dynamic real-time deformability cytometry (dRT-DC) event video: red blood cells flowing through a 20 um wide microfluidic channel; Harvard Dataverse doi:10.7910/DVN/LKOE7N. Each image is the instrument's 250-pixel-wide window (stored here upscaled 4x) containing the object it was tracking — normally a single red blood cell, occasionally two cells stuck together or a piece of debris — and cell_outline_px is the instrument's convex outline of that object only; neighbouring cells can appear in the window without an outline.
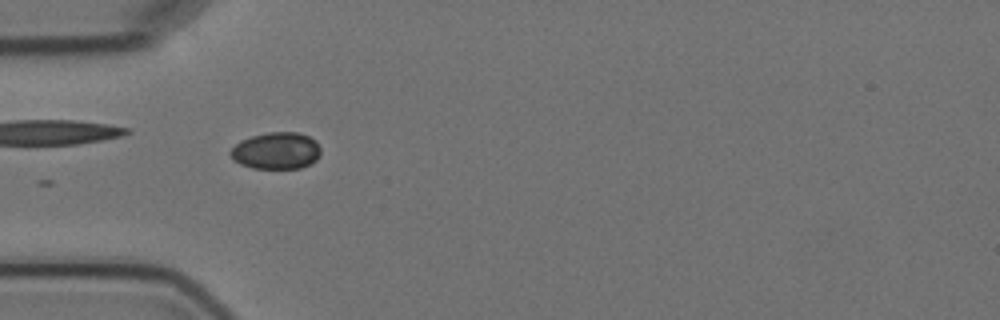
{"species": "Egyptian fruit bat (a non-hibernating species)", "species_latin": "Rousettus aegyptiacus", "temperature_condition": "cold", "stored_images_in_passage": 6, "camera_frame_rate_fps": 3000, "um_per_image_px": 0.085, "animal": {"sex": "female"}, "frame": {"image": 1, "passage_image": 2, "time_ms": 1.333, "image_size_px": [1000, 320], "cell_outline_px": [[320, 156], [316, 160], [300, 168], [252, 168], [240, 164], [232, 160], [228, 152], [240, 140], [252, 136], [268, 132], [296, 132], [308, 136], [316, 140], [320, 148]], "centroid_in_image_um": [23.46, 12.81], "position_along_channel_um": 61.5, "area_um2": 19.48}}
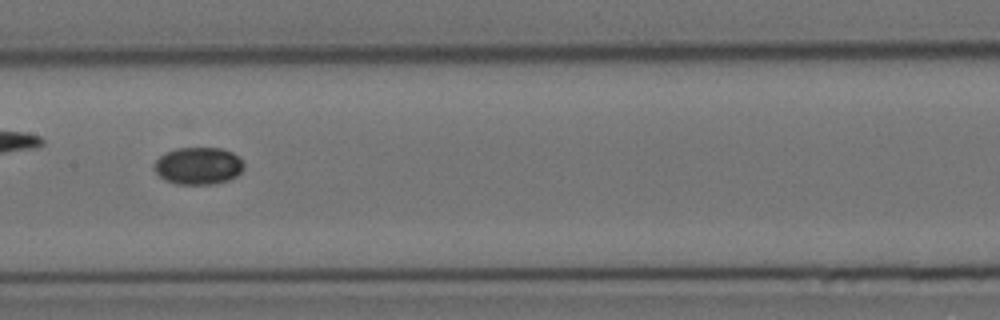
{"frame": {"image": 2, "passage_image": 5, "time_ms": 5.0, "image_size_px": [1000, 320], "cell_outline_px": [[244, 168], [236, 176], [228, 180], [216, 184], [176, 184], [164, 180], [156, 172], [156, 160], [160, 156], [176, 148], [220, 148], [232, 152], [240, 156], [244, 164]], "centroid_in_image_um": [16.9, 14.1], "position_along_channel_um": 190.5, "area_um2": 19.42}}